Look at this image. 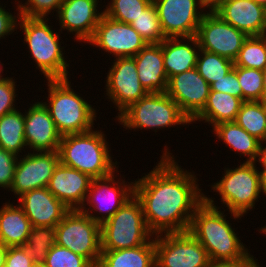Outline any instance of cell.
Listing matches in <instances>:
<instances>
[{
	"label": "cell",
	"instance_id": "1",
	"mask_svg": "<svg viewBox=\"0 0 266 267\" xmlns=\"http://www.w3.org/2000/svg\"><path fill=\"white\" fill-rule=\"evenodd\" d=\"M166 150L158 165L134 182V195L153 235L188 231L194 212L205 201L196 176L182 170Z\"/></svg>",
	"mask_w": 266,
	"mask_h": 267
},
{
	"label": "cell",
	"instance_id": "2",
	"mask_svg": "<svg viewBox=\"0 0 266 267\" xmlns=\"http://www.w3.org/2000/svg\"><path fill=\"white\" fill-rule=\"evenodd\" d=\"M211 198L196 209L188 229L205 248L211 262H236L250 254ZM247 250V251H246Z\"/></svg>",
	"mask_w": 266,
	"mask_h": 267
},
{
	"label": "cell",
	"instance_id": "3",
	"mask_svg": "<svg viewBox=\"0 0 266 267\" xmlns=\"http://www.w3.org/2000/svg\"><path fill=\"white\" fill-rule=\"evenodd\" d=\"M102 133L90 130L63 135L58 148L60 163L86 173L92 179L114 173L117 163L112 161Z\"/></svg>",
	"mask_w": 266,
	"mask_h": 267
},
{
	"label": "cell",
	"instance_id": "4",
	"mask_svg": "<svg viewBox=\"0 0 266 267\" xmlns=\"http://www.w3.org/2000/svg\"><path fill=\"white\" fill-rule=\"evenodd\" d=\"M48 87L49 104H43L62 136L92 130L96 110L71 89L68 78L48 80Z\"/></svg>",
	"mask_w": 266,
	"mask_h": 267
},
{
	"label": "cell",
	"instance_id": "5",
	"mask_svg": "<svg viewBox=\"0 0 266 267\" xmlns=\"http://www.w3.org/2000/svg\"><path fill=\"white\" fill-rule=\"evenodd\" d=\"M153 233L148 229L142 204L133 195L101 224V250L113 251L144 245Z\"/></svg>",
	"mask_w": 266,
	"mask_h": 267
},
{
	"label": "cell",
	"instance_id": "6",
	"mask_svg": "<svg viewBox=\"0 0 266 267\" xmlns=\"http://www.w3.org/2000/svg\"><path fill=\"white\" fill-rule=\"evenodd\" d=\"M17 25L24 30V41L28 43L30 54L38 69L47 80L67 79V61H65L60 47L59 35L53 33L46 18H29L19 16Z\"/></svg>",
	"mask_w": 266,
	"mask_h": 267
},
{
	"label": "cell",
	"instance_id": "7",
	"mask_svg": "<svg viewBox=\"0 0 266 267\" xmlns=\"http://www.w3.org/2000/svg\"><path fill=\"white\" fill-rule=\"evenodd\" d=\"M124 128H166L190 124V119L165 92H149L117 116Z\"/></svg>",
	"mask_w": 266,
	"mask_h": 267
},
{
	"label": "cell",
	"instance_id": "8",
	"mask_svg": "<svg viewBox=\"0 0 266 267\" xmlns=\"http://www.w3.org/2000/svg\"><path fill=\"white\" fill-rule=\"evenodd\" d=\"M56 244L86 258L97 267L101 250V224L79 209L69 210L55 226Z\"/></svg>",
	"mask_w": 266,
	"mask_h": 267
},
{
	"label": "cell",
	"instance_id": "9",
	"mask_svg": "<svg viewBox=\"0 0 266 267\" xmlns=\"http://www.w3.org/2000/svg\"><path fill=\"white\" fill-rule=\"evenodd\" d=\"M255 164L245 161L235 169H227L222 180L212 186L234 219L244 216L255 206V201L260 197L261 174Z\"/></svg>",
	"mask_w": 266,
	"mask_h": 267
},
{
	"label": "cell",
	"instance_id": "10",
	"mask_svg": "<svg viewBox=\"0 0 266 267\" xmlns=\"http://www.w3.org/2000/svg\"><path fill=\"white\" fill-rule=\"evenodd\" d=\"M156 236V267H209L211 261L207 251L190 232L164 233Z\"/></svg>",
	"mask_w": 266,
	"mask_h": 267
},
{
	"label": "cell",
	"instance_id": "11",
	"mask_svg": "<svg viewBox=\"0 0 266 267\" xmlns=\"http://www.w3.org/2000/svg\"><path fill=\"white\" fill-rule=\"evenodd\" d=\"M196 37L200 49L234 61L248 35L215 12H207L199 24Z\"/></svg>",
	"mask_w": 266,
	"mask_h": 267
},
{
	"label": "cell",
	"instance_id": "12",
	"mask_svg": "<svg viewBox=\"0 0 266 267\" xmlns=\"http://www.w3.org/2000/svg\"><path fill=\"white\" fill-rule=\"evenodd\" d=\"M153 4L166 38L196 36L205 15L198 11L204 8L201 0H153Z\"/></svg>",
	"mask_w": 266,
	"mask_h": 267
},
{
	"label": "cell",
	"instance_id": "13",
	"mask_svg": "<svg viewBox=\"0 0 266 267\" xmlns=\"http://www.w3.org/2000/svg\"><path fill=\"white\" fill-rule=\"evenodd\" d=\"M87 43L113 53L115 57H134L147 45L130 24L115 21L104 14Z\"/></svg>",
	"mask_w": 266,
	"mask_h": 267
},
{
	"label": "cell",
	"instance_id": "14",
	"mask_svg": "<svg viewBox=\"0 0 266 267\" xmlns=\"http://www.w3.org/2000/svg\"><path fill=\"white\" fill-rule=\"evenodd\" d=\"M114 173L109 176L102 178H94L90 184L89 190L85 199L87 205H91L92 210L103 214L102 217L92 215V211L84 208L79 210L87 214L93 221L102 224L107 219L111 218L120 207L127 202L134 195V183L131 182L129 185H125V181L115 182ZM118 183V184H117ZM116 184L118 187H116ZM120 185V186H119ZM91 212V213H90Z\"/></svg>",
	"mask_w": 266,
	"mask_h": 267
},
{
	"label": "cell",
	"instance_id": "15",
	"mask_svg": "<svg viewBox=\"0 0 266 267\" xmlns=\"http://www.w3.org/2000/svg\"><path fill=\"white\" fill-rule=\"evenodd\" d=\"M114 61L107 75L106 94L121 113L148 92L140 83L133 57H117Z\"/></svg>",
	"mask_w": 266,
	"mask_h": 267
},
{
	"label": "cell",
	"instance_id": "16",
	"mask_svg": "<svg viewBox=\"0 0 266 267\" xmlns=\"http://www.w3.org/2000/svg\"><path fill=\"white\" fill-rule=\"evenodd\" d=\"M192 121L206 105L210 85L195 68L174 75L168 79L165 92Z\"/></svg>",
	"mask_w": 266,
	"mask_h": 267
},
{
	"label": "cell",
	"instance_id": "17",
	"mask_svg": "<svg viewBox=\"0 0 266 267\" xmlns=\"http://www.w3.org/2000/svg\"><path fill=\"white\" fill-rule=\"evenodd\" d=\"M59 162L58 151L24 155L17 160L10 190L20 197L33 189L47 187Z\"/></svg>",
	"mask_w": 266,
	"mask_h": 267
},
{
	"label": "cell",
	"instance_id": "18",
	"mask_svg": "<svg viewBox=\"0 0 266 267\" xmlns=\"http://www.w3.org/2000/svg\"><path fill=\"white\" fill-rule=\"evenodd\" d=\"M24 134L26 144L37 152L58 151L62 137L42 102L33 104L24 114Z\"/></svg>",
	"mask_w": 266,
	"mask_h": 267
},
{
	"label": "cell",
	"instance_id": "19",
	"mask_svg": "<svg viewBox=\"0 0 266 267\" xmlns=\"http://www.w3.org/2000/svg\"><path fill=\"white\" fill-rule=\"evenodd\" d=\"M92 180L88 174L59 162L47 188L70 210L85 209L84 202Z\"/></svg>",
	"mask_w": 266,
	"mask_h": 267
},
{
	"label": "cell",
	"instance_id": "20",
	"mask_svg": "<svg viewBox=\"0 0 266 267\" xmlns=\"http://www.w3.org/2000/svg\"><path fill=\"white\" fill-rule=\"evenodd\" d=\"M19 202L32 227H55L70 210L47 187L24 193Z\"/></svg>",
	"mask_w": 266,
	"mask_h": 267
},
{
	"label": "cell",
	"instance_id": "21",
	"mask_svg": "<svg viewBox=\"0 0 266 267\" xmlns=\"http://www.w3.org/2000/svg\"><path fill=\"white\" fill-rule=\"evenodd\" d=\"M97 4V0H64L58 11L60 28L75 32V39L88 42L104 14L98 13Z\"/></svg>",
	"mask_w": 266,
	"mask_h": 267
},
{
	"label": "cell",
	"instance_id": "22",
	"mask_svg": "<svg viewBox=\"0 0 266 267\" xmlns=\"http://www.w3.org/2000/svg\"><path fill=\"white\" fill-rule=\"evenodd\" d=\"M215 13L248 36L266 35V9L254 0H229Z\"/></svg>",
	"mask_w": 266,
	"mask_h": 267
},
{
	"label": "cell",
	"instance_id": "23",
	"mask_svg": "<svg viewBox=\"0 0 266 267\" xmlns=\"http://www.w3.org/2000/svg\"><path fill=\"white\" fill-rule=\"evenodd\" d=\"M141 85L147 92H166L168 77L161 43L147 44L134 57Z\"/></svg>",
	"mask_w": 266,
	"mask_h": 267
},
{
	"label": "cell",
	"instance_id": "24",
	"mask_svg": "<svg viewBox=\"0 0 266 267\" xmlns=\"http://www.w3.org/2000/svg\"><path fill=\"white\" fill-rule=\"evenodd\" d=\"M184 42H182V40ZM166 38L161 42L164 67L168 79L179 73L196 67L198 51L200 49L199 42L196 36L189 38ZM191 42L192 45L185 43ZM189 40V41H188ZM194 44L195 47H192Z\"/></svg>",
	"mask_w": 266,
	"mask_h": 267
},
{
	"label": "cell",
	"instance_id": "25",
	"mask_svg": "<svg viewBox=\"0 0 266 267\" xmlns=\"http://www.w3.org/2000/svg\"><path fill=\"white\" fill-rule=\"evenodd\" d=\"M32 229L30 220L22 208L5 203L0 209V245L23 246Z\"/></svg>",
	"mask_w": 266,
	"mask_h": 267
},
{
	"label": "cell",
	"instance_id": "26",
	"mask_svg": "<svg viewBox=\"0 0 266 267\" xmlns=\"http://www.w3.org/2000/svg\"><path fill=\"white\" fill-rule=\"evenodd\" d=\"M151 240L138 247L102 251L97 267H156L155 240Z\"/></svg>",
	"mask_w": 266,
	"mask_h": 267
},
{
	"label": "cell",
	"instance_id": "27",
	"mask_svg": "<svg viewBox=\"0 0 266 267\" xmlns=\"http://www.w3.org/2000/svg\"><path fill=\"white\" fill-rule=\"evenodd\" d=\"M243 102L231 94L210 90L206 105L191 122L202 119L214 127L221 122L235 121Z\"/></svg>",
	"mask_w": 266,
	"mask_h": 267
},
{
	"label": "cell",
	"instance_id": "28",
	"mask_svg": "<svg viewBox=\"0 0 266 267\" xmlns=\"http://www.w3.org/2000/svg\"><path fill=\"white\" fill-rule=\"evenodd\" d=\"M216 136L224 143L248 157L247 162H256L260 155L261 145L263 144L256 137L250 135L245 129L240 127L235 121L221 122L213 127Z\"/></svg>",
	"mask_w": 266,
	"mask_h": 267
},
{
	"label": "cell",
	"instance_id": "29",
	"mask_svg": "<svg viewBox=\"0 0 266 267\" xmlns=\"http://www.w3.org/2000/svg\"><path fill=\"white\" fill-rule=\"evenodd\" d=\"M27 147L24 134V115L14 110L0 118V147L7 152L19 156L24 147Z\"/></svg>",
	"mask_w": 266,
	"mask_h": 267
},
{
	"label": "cell",
	"instance_id": "30",
	"mask_svg": "<svg viewBox=\"0 0 266 267\" xmlns=\"http://www.w3.org/2000/svg\"><path fill=\"white\" fill-rule=\"evenodd\" d=\"M235 122L250 135L266 143V104L262 101H244Z\"/></svg>",
	"mask_w": 266,
	"mask_h": 267
},
{
	"label": "cell",
	"instance_id": "31",
	"mask_svg": "<svg viewBox=\"0 0 266 267\" xmlns=\"http://www.w3.org/2000/svg\"><path fill=\"white\" fill-rule=\"evenodd\" d=\"M56 244L55 227H32L26 243V253L37 267L45 264L48 251Z\"/></svg>",
	"mask_w": 266,
	"mask_h": 267
},
{
	"label": "cell",
	"instance_id": "32",
	"mask_svg": "<svg viewBox=\"0 0 266 267\" xmlns=\"http://www.w3.org/2000/svg\"><path fill=\"white\" fill-rule=\"evenodd\" d=\"M233 63L263 71L266 68V35L248 36Z\"/></svg>",
	"mask_w": 266,
	"mask_h": 267
},
{
	"label": "cell",
	"instance_id": "33",
	"mask_svg": "<svg viewBox=\"0 0 266 267\" xmlns=\"http://www.w3.org/2000/svg\"><path fill=\"white\" fill-rule=\"evenodd\" d=\"M196 69L198 73L211 85L220 78L224 77L231 69H233L234 63L228 58L220 55L198 50ZM200 55L202 57H200Z\"/></svg>",
	"mask_w": 266,
	"mask_h": 267
},
{
	"label": "cell",
	"instance_id": "34",
	"mask_svg": "<svg viewBox=\"0 0 266 267\" xmlns=\"http://www.w3.org/2000/svg\"><path fill=\"white\" fill-rule=\"evenodd\" d=\"M130 25L147 44L161 43L166 39L153 2Z\"/></svg>",
	"mask_w": 266,
	"mask_h": 267
},
{
	"label": "cell",
	"instance_id": "35",
	"mask_svg": "<svg viewBox=\"0 0 266 267\" xmlns=\"http://www.w3.org/2000/svg\"><path fill=\"white\" fill-rule=\"evenodd\" d=\"M152 2L153 0H112L103 13L115 21L131 24Z\"/></svg>",
	"mask_w": 266,
	"mask_h": 267
},
{
	"label": "cell",
	"instance_id": "36",
	"mask_svg": "<svg viewBox=\"0 0 266 267\" xmlns=\"http://www.w3.org/2000/svg\"><path fill=\"white\" fill-rule=\"evenodd\" d=\"M242 89L243 101H262L263 75L258 69L233 66Z\"/></svg>",
	"mask_w": 266,
	"mask_h": 267
},
{
	"label": "cell",
	"instance_id": "37",
	"mask_svg": "<svg viewBox=\"0 0 266 267\" xmlns=\"http://www.w3.org/2000/svg\"><path fill=\"white\" fill-rule=\"evenodd\" d=\"M42 267H94L86 258L71 250L55 244L46 257Z\"/></svg>",
	"mask_w": 266,
	"mask_h": 267
},
{
	"label": "cell",
	"instance_id": "38",
	"mask_svg": "<svg viewBox=\"0 0 266 267\" xmlns=\"http://www.w3.org/2000/svg\"><path fill=\"white\" fill-rule=\"evenodd\" d=\"M64 0H27L25 4L18 5V16L29 18H45L51 10L57 13Z\"/></svg>",
	"mask_w": 266,
	"mask_h": 267
},
{
	"label": "cell",
	"instance_id": "39",
	"mask_svg": "<svg viewBox=\"0 0 266 267\" xmlns=\"http://www.w3.org/2000/svg\"><path fill=\"white\" fill-rule=\"evenodd\" d=\"M18 158L0 147V187L10 190Z\"/></svg>",
	"mask_w": 266,
	"mask_h": 267
},
{
	"label": "cell",
	"instance_id": "40",
	"mask_svg": "<svg viewBox=\"0 0 266 267\" xmlns=\"http://www.w3.org/2000/svg\"><path fill=\"white\" fill-rule=\"evenodd\" d=\"M210 90L228 93L242 99V89L234 69H231L224 77L213 82L210 85Z\"/></svg>",
	"mask_w": 266,
	"mask_h": 267
},
{
	"label": "cell",
	"instance_id": "41",
	"mask_svg": "<svg viewBox=\"0 0 266 267\" xmlns=\"http://www.w3.org/2000/svg\"><path fill=\"white\" fill-rule=\"evenodd\" d=\"M15 88L13 78L8 77L0 81V118L16 110L15 104L13 106L16 97Z\"/></svg>",
	"mask_w": 266,
	"mask_h": 267
},
{
	"label": "cell",
	"instance_id": "42",
	"mask_svg": "<svg viewBox=\"0 0 266 267\" xmlns=\"http://www.w3.org/2000/svg\"><path fill=\"white\" fill-rule=\"evenodd\" d=\"M4 267H37L23 246L6 247Z\"/></svg>",
	"mask_w": 266,
	"mask_h": 267
},
{
	"label": "cell",
	"instance_id": "43",
	"mask_svg": "<svg viewBox=\"0 0 266 267\" xmlns=\"http://www.w3.org/2000/svg\"><path fill=\"white\" fill-rule=\"evenodd\" d=\"M17 21L18 20L15 16L0 7V39L1 37H4L5 35L7 36L11 32L15 31L14 29L17 27Z\"/></svg>",
	"mask_w": 266,
	"mask_h": 267
},
{
	"label": "cell",
	"instance_id": "44",
	"mask_svg": "<svg viewBox=\"0 0 266 267\" xmlns=\"http://www.w3.org/2000/svg\"><path fill=\"white\" fill-rule=\"evenodd\" d=\"M209 267H260L254 260L253 256L249 255L246 259L236 262H211Z\"/></svg>",
	"mask_w": 266,
	"mask_h": 267
},
{
	"label": "cell",
	"instance_id": "45",
	"mask_svg": "<svg viewBox=\"0 0 266 267\" xmlns=\"http://www.w3.org/2000/svg\"><path fill=\"white\" fill-rule=\"evenodd\" d=\"M227 1H229V0H201L204 9H205V7H207V8L209 7L208 9L210 12H215L217 9H219Z\"/></svg>",
	"mask_w": 266,
	"mask_h": 267
},
{
	"label": "cell",
	"instance_id": "46",
	"mask_svg": "<svg viewBox=\"0 0 266 267\" xmlns=\"http://www.w3.org/2000/svg\"><path fill=\"white\" fill-rule=\"evenodd\" d=\"M257 162L261 163L263 170H266V147H263V145H261L260 155Z\"/></svg>",
	"mask_w": 266,
	"mask_h": 267
},
{
	"label": "cell",
	"instance_id": "47",
	"mask_svg": "<svg viewBox=\"0 0 266 267\" xmlns=\"http://www.w3.org/2000/svg\"><path fill=\"white\" fill-rule=\"evenodd\" d=\"M262 75H263L262 102L266 104V68L262 71Z\"/></svg>",
	"mask_w": 266,
	"mask_h": 267
},
{
	"label": "cell",
	"instance_id": "48",
	"mask_svg": "<svg viewBox=\"0 0 266 267\" xmlns=\"http://www.w3.org/2000/svg\"><path fill=\"white\" fill-rule=\"evenodd\" d=\"M6 260V247L0 245V267H4Z\"/></svg>",
	"mask_w": 266,
	"mask_h": 267
},
{
	"label": "cell",
	"instance_id": "49",
	"mask_svg": "<svg viewBox=\"0 0 266 267\" xmlns=\"http://www.w3.org/2000/svg\"><path fill=\"white\" fill-rule=\"evenodd\" d=\"M261 174V188L262 192L266 195V170H262Z\"/></svg>",
	"mask_w": 266,
	"mask_h": 267
},
{
	"label": "cell",
	"instance_id": "50",
	"mask_svg": "<svg viewBox=\"0 0 266 267\" xmlns=\"http://www.w3.org/2000/svg\"><path fill=\"white\" fill-rule=\"evenodd\" d=\"M258 5L263 6L266 9V0H254Z\"/></svg>",
	"mask_w": 266,
	"mask_h": 267
},
{
	"label": "cell",
	"instance_id": "51",
	"mask_svg": "<svg viewBox=\"0 0 266 267\" xmlns=\"http://www.w3.org/2000/svg\"><path fill=\"white\" fill-rule=\"evenodd\" d=\"M260 231H262V233H265L266 234V226L265 227H263V228H261V230Z\"/></svg>",
	"mask_w": 266,
	"mask_h": 267
},
{
	"label": "cell",
	"instance_id": "52",
	"mask_svg": "<svg viewBox=\"0 0 266 267\" xmlns=\"http://www.w3.org/2000/svg\"><path fill=\"white\" fill-rule=\"evenodd\" d=\"M1 71H3L2 68H0V73H1ZM1 77L2 76L0 75V81L4 79L3 77L2 78Z\"/></svg>",
	"mask_w": 266,
	"mask_h": 267
}]
</instances>
